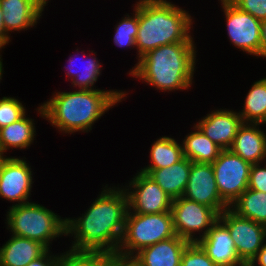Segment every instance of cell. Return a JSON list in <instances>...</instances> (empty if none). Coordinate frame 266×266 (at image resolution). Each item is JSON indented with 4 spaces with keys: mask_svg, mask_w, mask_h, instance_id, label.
<instances>
[{
    "mask_svg": "<svg viewBox=\"0 0 266 266\" xmlns=\"http://www.w3.org/2000/svg\"><path fill=\"white\" fill-rule=\"evenodd\" d=\"M106 184L81 216L66 217V236L73 240L67 254L117 252L128 212V195L119 184Z\"/></svg>",
    "mask_w": 266,
    "mask_h": 266,
    "instance_id": "cell-1",
    "label": "cell"
},
{
    "mask_svg": "<svg viewBox=\"0 0 266 266\" xmlns=\"http://www.w3.org/2000/svg\"><path fill=\"white\" fill-rule=\"evenodd\" d=\"M127 95L128 92L116 89L59 91L35 110L63 135L87 133L105 112L122 102Z\"/></svg>",
    "mask_w": 266,
    "mask_h": 266,
    "instance_id": "cell-2",
    "label": "cell"
},
{
    "mask_svg": "<svg viewBox=\"0 0 266 266\" xmlns=\"http://www.w3.org/2000/svg\"><path fill=\"white\" fill-rule=\"evenodd\" d=\"M195 42H179L148 51L130 69L129 74L162 92L188 90L196 71Z\"/></svg>",
    "mask_w": 266,
    "mask_h": 266,
    "instance_id": "cell-3",
    "label": "cell"
},
{
    "mask_svg": "<svg viewBox=\"0 0 266 266\" xmlns=\"http://www.w3.org/2000/svg\"><path fill=\"white\" fill-rule=\"evenodd\" d=\"M193 23L187 10L170 0H138L137 63L148 51L160 46L194 42Z\"/></svg>",
    "mask_w": 266,
    "mask_h": 266,
    "instance_id": "cell-4",
    "label": "cell"
},
{
    "mask_svg": "<svg viewBox=\"0 0 266 266\" xmlns=\"http://www.w3.org/2000/svg\"><path fill=\"white\" fill-rule=\"evenodd\" d=\"M5 224L11 235L39 241L48 249L57 237H66V217L31 201L9 207Z\"/></svg>",
    "mask_w": 266,
    "mask_h": 266,
    "instance_id": "cell-5",
    "label": "cell"
},
{
    "mask_svg": "<svg viewBox=\"0 0 266 266\" xmlns=\"http://www.w3.org/2000/svg\"><path fill=\"white\" fill-rule=\"evenodd\" d=\"M172 212L137 214L129 209L117 252L135 255L141 249L175 236Z\"/></svg>",
    "mask_w": 266,
    "mask_h": 266,
    "instance_id": "cell-6",
    "label": "cell"
},
{
    "mask_svg": "<svg viewBox=\"0 0 266 266\" xmlns=\"http://www.w3.org/2000/svg\"><path fill=\"white\" fill-rule=\"evenodd\" d=\"M171 212L175 234L190 243L203 238L219 220V213L215 209L183 196L173 199Z\"/></svg>",
    "mask_w": 266,
    "mask_h": 266,
    "instance_id": "cell-7",
    "label": "cell"
},
{
    "mask_svg": "<svg viewBox=\"0 0 266 266\" xmlns=\"http://www.w3.org/2000/svg\"><path fill=\"white\" fill-rule=\"evenodd\" d=\"M211 164L218 192L230 206L248 189L251 164L229 149L222 150Z\"/></svg>",
    "mask_w": 266,
    "mask_h": 266,
    "instance_id": "cell-8",
    "label": "cell"
},
{
    "mask_svg": "<svg viewBox=\"0 0 266 266\" xmlns=\"http://www.w3.org/2000/svg\"><path fill=\"white\" fill-rule=\"evenodd\" d=\"M218 1L224 12L229 42L245 54L261 57V21L241 11L229 0Z\"/></svg>",
    "mask_w": 266,
    "mask_h": 266,
    "instance_id": "cell-9",
    "label": "cell"
},
{
    "mask_svg": "<svg viewBox=\"0 0 266 266\" xmlns=\"http://www.w3.org/2000/svg\"><path fill=\"white\" fill-rule=\"evenodd\" d=\"M122 187L128 195V207L132 213L157 214L170 212L173 199L147 174L137 171Z\"/></svg>",
    "mask_w": 266,
    "mask_h": 266,
    "instance_id": "cell-10",
    "label": "cell"
},
{
    "mask_svg": "<svg viewBox=\"0 0 266 266\" xmlns=\"http://www.w3.org/2000/svg\"><path fill=\"white\" fill-rule=\"evenodd\" d=\"M234 240L239 259L247 266L266 241V226L238 216L230 208L219 214Z\"/></svg>",
    "mask_w": 266,
    "mask_h": 266,
    "instance_id": "cell-11",
    "label": "cell"
},
{
    "mask_svg": "<svg viewBox=\"0 0 266 266\" xmlns=\"http://www.w3.org/2000/svg\"><path fill=\"white\" fill-rule=\"evenodd\" d=\"M25 159L7 155L0 158V198L13 202L10 207L28 203L33 192V171Z\"/></svg>",
    "mask_w": 266,
    "mask_h": 266,
    "instance_id": "cell-12",
    "label": "cell"
},
{
    "mask_svg": "<svg viewBox=\"0 0 266 266\" xmlns=\"http://www.w3.org/2000/svg\"><path fill=\"white\" fill-rule=\"evenodd\" d=\"M183 197L215 209L219 214L230 206L221 198L211 163L192 162Z\"/></svg>",
    "mask_w": 266,
    "mask_h": 266,
    "instance_id": "cell-13",
    "label": "cell"
},
{
    "mask_svg": "<svg viewBox=\"0 0 266 266\" xmlns=\"http://www.w3.org/2000/svg\"><path fill=\"white\" fill-rule=\"evenodd\" d=\"M243 124L238 112L230 109H215L195 125L222 150L229 149Z\"/></svg>",
    "mask_w": 266,
    "mask_h": 266,
    "instance_id": "cell-14",
    "label": "cell"
},
{
    "mask_svg": "<svg viewBox=\"0 0 266 266\" xmlns=\"http://www.w3.org/2000/svg\"><path fill=\"white\" fill-rule=\"evenodd\" d=\"M47 4V0H0L6 34L35 27Z\"/></svg>",
    "mask_w": 266,
    "mask_h": 266,
    "instance_id": "cell-15",
    "label": "cell"
},
{
    "mask_svg": "<svg viewBox=\"0 0 266 266\" xmlns=\"http://www.w3.org/2000/svg\"><path fill=\"white\" fill-rule=\"evenodd\" d=\"M197 243L217 266H246L237 255L228 228L220 220Z\"/></svg>",
    "mask_w": 266,
    "mask_h": 266,
    "instance_id": "cell-16",
    "label": "cell"
},
{
    "mask_svg": "<svg viewBox=\"0 0 266 266\" xmlns=\"http://www.w3.org/2000/svg\"><path fill=\"white\" fill-rule=\"evenodd\" d=\"M262 125L264 124L243 123L229 148L251 165L263 163L266 159V131L261 130Z\"/></svg>",
    "mask_w": 266,
    "mask_h": 266,
    "instance_id": "cell-17",
    "label": "cell"
},
{
    "mask_svg": "<svg viewBox=\"0 0 266 266\" xmlns=\"http://www.w3.org/2000/svg\"><path fill=\"white\" fill-rule=\"evenodd\" d=\"M190 242L175 235L141 249L135 257L142 266H180L181 256Z\"/></svg>",
    "mask_w": 266,
    "mask_h": 266,
    "instance_id": "cell-18",
    "label": "cell"
},
{
    "mask_svg": "<svg viewBox=\"0 0 266 266\" xmlns=\"http://www.w3.org/2000/svg\"><path fill=\"white\" fill-rule=\"evenodd\" d=\"M192 161L185 156L175 164L161 169H141L172 199L183 196L190 175Z\"/></svg>",
    "mask_w": 266,
    "mask_h": 266,
    "instance_id": "cell-19",
    "label": "cell"
},
{
    "mask_svg": "<svg viewBox=\"0 0 266 266\" xmlns=\"http://www.w3.org/2000/svg\"><path fill=\"white\" fill-rule=\"evenodd\" d=\"M47 250L39 241L11 235L0 247V266H27Z\"/></svg>",
    "mask_w": 266,
    "mask_h": 266,
    "instance_id": "cell-20",
    "label": "cell"
},
{
    "mask_svg": "<svg viewBox=\"0 0 266 266\" xmlns=\"http://www.w3.org/2000/svg\"><path fill=\"white\" fill-rule=\"evenodd\" d=\"M27 113L18 121L0 129V154L5 157L10 148L29 149L34 143L36 133L34 119L26 116Z\"/></svg>",
    "mask_w": 266,
    "mask_h": 266,
    "instance_id": "cell-21",
    "label": "cell"
},
{
    "mask_svg": "<svg viewBox=\"0 0 266 266\" xmlns=\"http://www.w3.org/2000/svg\"><path fill=\"white\" fill-rule=\"evenodd\" d=\"M94 50H89V56L87 54V57L85 60L83 58L82 60V67H78V64H75L78 62V60L75 58L78 55H71L69 56L68 66L66 65L64 68H66V76L67 80H71V87H75L77 90H94L96 89L95 83L99 79L101 73H102V64L99 62L100 60H97L93 54ZM91 53V54H90ZM75 56V57H74ZM92 56V57H91ZM78 58V57H77ZM77 60V62H76ZM80 61V60H79ZM85 62V63H83ZM79 63V62H78ZM77 65V66H76ZM77 67V68H76ZM78 87V88H77ZM95 87V88H94Z\"/></svg>",
    "mask_w": 266,
    "mask_h": 266,
    "instance_id": "cell-22",
    "label": "cell"
},
{
    "mask_svg": "<svg viewBox=\"0 0 266 266\" xmlns=\"http://www.w3.org/2000/svg\"><path fill=\"white\" fill-rule=\"evenodd\" d=\"M194 130L182 141L183 155L192 162L213 163L222 149L208 138L195 124Z\"/></svg>",
    "mask_w": 266,
    "mask_h": 266,
    "instance_id": "cell-23",
    "label": "cell"
},
{
    "mask_svg": "<svg viewBox=\"0 0 266 266\" xmlns=\"http://www.w3.org/2000/svg\"><path fill=\"white\" fill-rule=\"evenodd\" d=\"M238 216L266 226V193L246 189L231 205Z\"/></svg>",
    "mask_w": 266,
    "mask_h": 266,
    "instance_id": "cell-24",
    "label": "cell"
},
{
    "mask_svg": "<svg viewBox=\"0 0 266 266\" xmlns=\"http://www.w3.org/2000/svg\"><path fill=\"white\" fill-rule=\"evenodd\" d=\"M150 164L141 169H161L180 161L183 155L182 142L168 136L159 137L150 147Z\"/></svg>",
    "mask_w": 266,
    "mask_h": 266,
    "instance_id": "cell-25",
    "label": "cell"
},
{
    "mask_svg": "<svg viewBox=\"0 0 266 266\" xmlns=\"http://www.w3.org/2000/svg\"><path fill=\"white\" fill-rule=\"evenodd\" d=\"M238 113L243 123H260L266 126V79L255 81Z\"/></svg>",
    "mask_w": 266,
    "mask_h": 266,
    "instance_id": "cell-26",
    "label": "cell"
},
{
    "mask_svg": "<svg viewBox=\"0 0 266 266\" xmlns=\"http://www.w3.org/2000/svg\"><path fill=\"white\" fill-rule=\"evenodd\" d=\"M133 14H126L114 27L113 43L119 48L136 49V36L138 32V1L132 5Z\"/></svg>",
    "mask_w": 266,
    "mask_h": 266,
    "instance_id": "cell-27",
    "label": "cell"
},
{
    "mask_svg": "<svg viewBox=\"0 0 266 266\" xmlns=\"http://www.w3.org/2000/svg\"><path fill=\"white\" fill-rule=\"evenodd\" d=\"M26 107L15 97L4 96L0 99V129L18 121L26 114Z\"/></svg>",
    "mask_w": 266,
    "mask_h": 266,
    "instance_id": "cell-28",
    "label": "cell"
},
{
    "mask_svg": "<svg viewBox=\"0 0 266 266\" xmlns=\"http://www.w3.org/2000/svg\"><path fill=\"white\" fill-rule=\"evenodd\" d=\"M65 262L69 266H115V252L68 254Z\"/></svg>",
    "mask_w": 266,
    "mask_h": 266,
    "instance_id": "cell-29",
    "label": "cell"
},
{
    "mask_svg": "<svg viewBox=\"0 0 266 266\" xmlns=\"http://www.w3.org/2000/svg\"><path fill=\"white\" fill-rule=\"evenodd\" d=\"M180 266H217L197 243H189L182 256Z\"/></svg>",
    "mask_w": 266,
    "mask_h": 266,
    "instance_id": "cell-30",
    "label": "cell"
},
{
    "mask_svg": "<svg viewBox=\"0 0 266 266\" xmlns=\"http://www.w3.org/2000/svg\"><path fill=\"white\" fill-rule=\"evenodd\" d=\"M243 12L249 13L254 18L266 20V0H229Z\"/></svg>",
    "mask_w": 266,
    "mask_h": 266,
    "instance_id": "cell-31",
    "label": "cell"
},
{
    "mask_svg": "<svg viewBox=\"0 0 266 266\" xmlns=\"http://www.w3.org/2000/svg\"><path fill=\"white\" fill-rule=\"evenodd\" d=\"M263 162L251 165L248 188L266 193V159Z\"/></svg>",
    "mask_w": 266,
    "mask_h": 266,
    "instance_id": "cell-32",
    "label": "cell"
},
{
    "mask_svg": "<svg viewBox=\"0 0 266 266\" xmlns=\"http://www.w3.org/2000/svg\"><path fill=\"white\" fill-rule=\"evenodd\" d=\"M68 256L67 252L53 254L48 249L42 256L30 262L27 266H62Z\"/></svg>",
    "mask_w": 266,
    "mask_h": 266,
    "instance_id": "cell-33",
    "label": "cell"
},
{
    "mask_svg": "<svg viewBox=\"0 0 266 266\" xmlns=\"http://www.w3.org/2000/svg\"><path fill=\"white\" fill-rule=\"evenodd\" d=\"M115 266H142L135 255H125L115 252Z\"/></svg>",
    "mask_w": 266,
    "mask_h": 266,
    "instance_id": "cell-34",
    "label": "cell"
},
{
    "mask_svg": "<svg viewBox=\"0 0 266 266\" xmlns=\"http://www.w3.org/2000/svg\"><path fill=\"white\" fill-rule=\"evenodd\" d=\"M247 266H266V241Z\"/></svg>",
    "mask_w": 266,
    "mask_h": 266,
    "instance_id": "cell-35",
    "label": "cell"
},
{
    "mask_svg": "<svg viewBox=\"0 0 266 266\" xmlns=\"http://www.w3.org/2000/svg\"><path fill=\"white\" fill-rule=\"evenodd\" d=\"M3 12L0 6V50L2 48L4 49L8 43L11 42L10 36H8L5 32V27H4V21H3Z\"/></svg>",
    "mask_w": 266,
    "mask_h": 266,
    "instance_id": "cell-36",
    "label": "cell"
},
{
    "mask_svg": "<svg viewBox=\"0 0 266 266\" xmlns=\"http://www.w3.org/2000/svg\"><path fill=\"white\" fill-rule=\"evenodd\" d=\"M261 57L266 58V20L261 21Z\"/></svg>",
    "mask_w": 266,
    "mask_h": 266,
    "instance_id": "cell-37",
    "label": "cell"
},
{
    "mask_svg": "<svg viewBox=\"0 0 266 266\" xmlns=\"http://www.w3.org/2000/svg\"><path fill=\"white\" fill-rule=\"evenodd\" d=\"M2 60H3L2 55H0V82L2 80V77H3L2 75L4 73V71H3L4 70L3 69L4 67H3V61Z\"/></svg>",
    "mask_w": 266,
    "mask_h": 266,
    "instance_id": "cell-38",
    "label": "cell"
},
{
    "mask_svg": "<svg viewBox=\"0 0 266 266\" xmlns=\"http://www.w3.org/2000/svg\"><path fill=\"white\" fill-rule=\"evenodd\" d=\"M62 266H69L66 262H64V264Z\"/></svg>",
    "mask_w": 266,
    "mask_h": 266,
    "instance_id": "cell-39",
    "label": "cell"
}]
</instances>
